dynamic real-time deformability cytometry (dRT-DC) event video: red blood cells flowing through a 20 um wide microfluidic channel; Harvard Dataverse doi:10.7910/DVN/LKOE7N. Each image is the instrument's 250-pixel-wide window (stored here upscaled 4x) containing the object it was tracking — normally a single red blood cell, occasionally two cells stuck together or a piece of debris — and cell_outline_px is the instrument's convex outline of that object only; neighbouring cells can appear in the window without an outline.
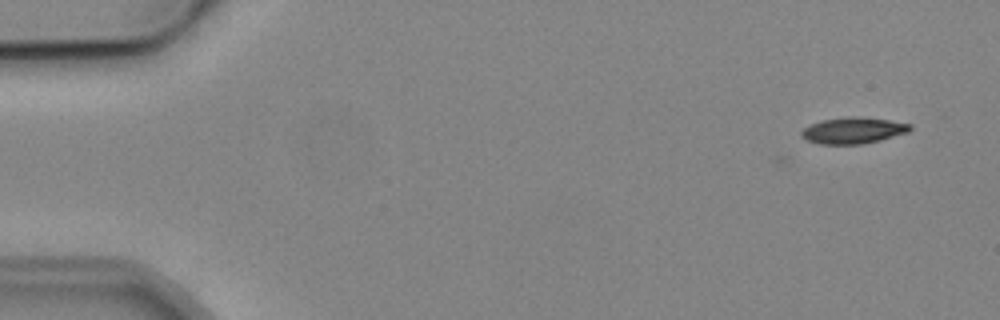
{"species": "common noctule bat (a hibernating species)", "species_latin": "Nyctalus noctula", "temperature_condition": "cold", "stored_images_in_passage": 4, "camera_frame_rate_fps": 3000, "um_per_image_px": 0.085, "animal": {"sex": "male", "body_mass_g": 19.2, "forearm_length_mm": 51.8}, "frame": {"image": 1, "passage_image": 1, "time_ms": 0.0, "image_size_px": [1000, 320], "cell_outline_px": [[912, 128], [908, 132], [880, 140], [860, 144], [820, 144], [804, 140], [800, 136], [800, 132], [804, 128], [812, 124], [824, 120], [888, 120], [912, 124]], "centroid_in_image_um": [72.49, 11.16], "position_along_channel_um": 12.5, "area_um2": 15.55}}
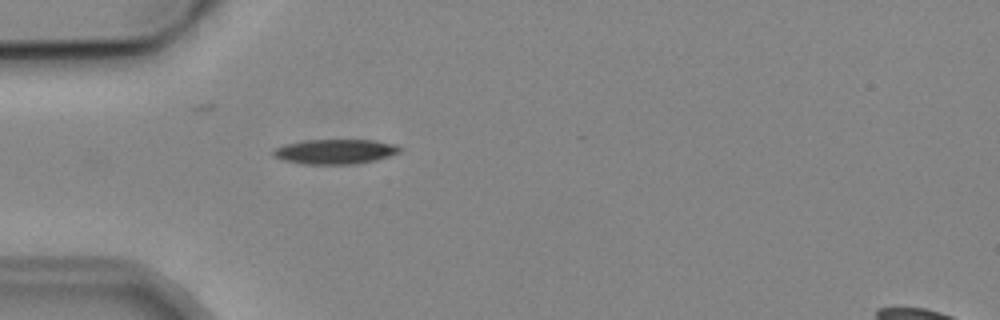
{"frame": {"image": 2, "passage_image": 4, "time_ms": 4.333, "image_size_px": [1000, 320], "cell_outline_px": [[400, 152], [376, 160], [352, 164], [308, 164], [284, 160], [272, 156], [272, 148], [284, 144], [304, 140], [372, 140], [396, 144], [400, 148]], "centroid_in_image_um": [28.44, 12.87], "position_along_channel_um": 56.6, "area_um2": 18.26}}